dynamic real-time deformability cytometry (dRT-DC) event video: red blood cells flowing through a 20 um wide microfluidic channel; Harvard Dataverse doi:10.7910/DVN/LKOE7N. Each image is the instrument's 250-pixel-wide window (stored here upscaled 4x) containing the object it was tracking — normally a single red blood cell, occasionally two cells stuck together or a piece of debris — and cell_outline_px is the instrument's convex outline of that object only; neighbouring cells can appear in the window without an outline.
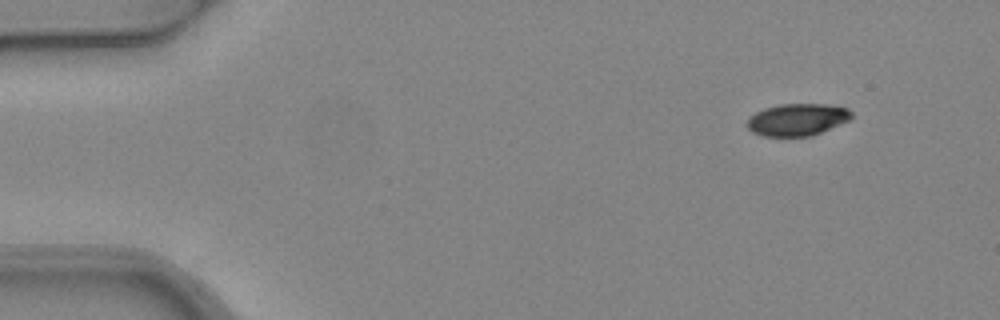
{"species": "common noctule bat (a hibernating species)", "species_latin": "Nyctalus noctula", "temperature_condition": "warm", "stored_images_in_passage": 4, "camera_frame_rate_fps": 3000, "um_per_image_px": 0.085, "animal": {"sex": "female", "body_mass_g": 24.6, "forearm_length_mm": 56.2}, "frame": {"image": 1, "passage_image": 1, "time_ms": 0.0, "image_size_px": [1000, 320], "cell_outline_px": [[852, 116], [848, 120], [840, 124], [812, 136], [764, 136], [752, 132], [744, 124], [748, 116], [764, 108], [780, 104], [824, 104], [848, 108], [852, 112]], "centroid_in_image_um": [67.72, 10.16], "position_along_channel_um": 17.3, "area_um2": 19.65}}
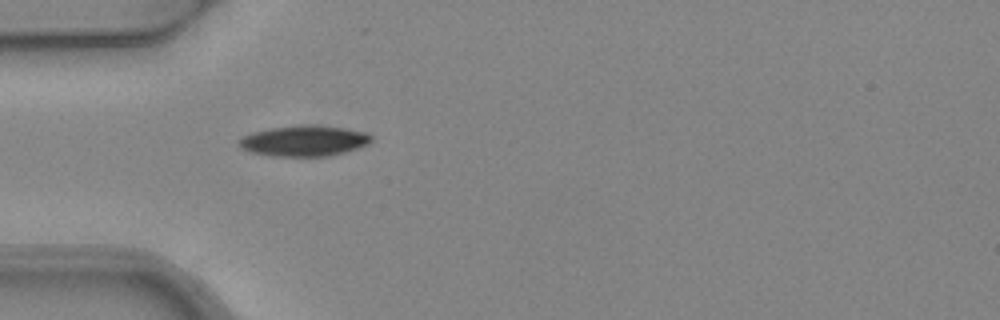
{"frame": {"image": 2, "passage_image": 4, "time_ms": 1.0, "image_size_px": [1000, 320], "cell_outline_px": [[372, 140], [368, 144], [344, 152], [324, 156], [268, 156], [252, 152], [240, 148], [236, 140], [252, 132], [268, 128], [300, 124], [316, 124], [344, 128], [364, 132], [372, 136]], "centroid_in_image_um": [25.79, 11.95], "position_along_channel_um": 59.2, "area_um2": 23.87}}